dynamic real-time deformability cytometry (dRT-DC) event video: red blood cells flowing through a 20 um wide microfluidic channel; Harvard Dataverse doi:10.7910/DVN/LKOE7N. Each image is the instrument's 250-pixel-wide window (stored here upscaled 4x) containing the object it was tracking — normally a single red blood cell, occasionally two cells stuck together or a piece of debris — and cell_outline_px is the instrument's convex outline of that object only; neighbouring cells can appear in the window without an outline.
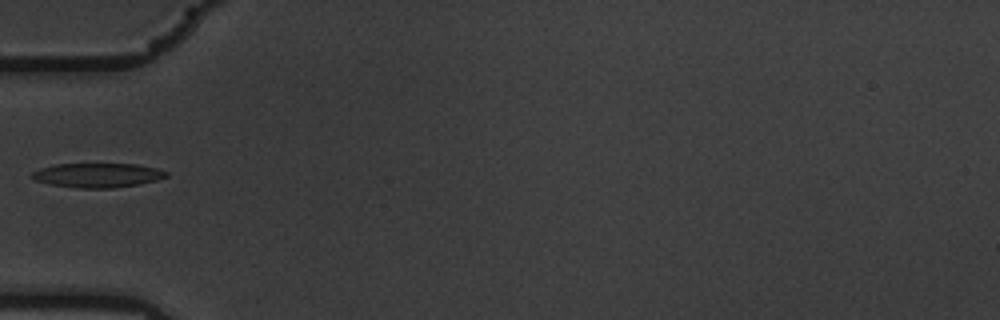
{"species": "common noctule bat (a hibernating species)", "species_latin": "Nyctalus noctula", "temperature_condition": "warm", "stored_images_in_passage": 39, "camera_frame_rate_fps": 3000, "um_per_image_px": 0.085, "animal": {"sex": "male", "body_mass_g": 19.5, "forearm_length_mm": 54.6}, "frame": {"image": 1, "passage_image": 1, "time_ms": 0.0, "image_size_px": [1000, 320], "cell_outline_px": [[168, 176], [156, 180], [136, 184], [112, 188], [76, 188], [52, 184], [36, 180], [28, 176], [32, 172], [40, 168], [52, 164], [136, 164], [156, 168], [168, 172]], "centroid_in_image_um": [8.25, 14.89], "position_along_channel_um": 76.7, "area_um2": 18.96}}
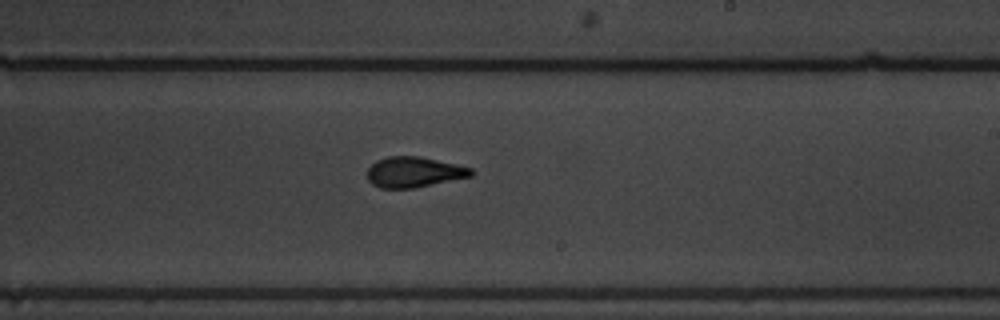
{"frame": {"image": 2, "passage_image": 16, "time_ms": 5.0, "image_size_px": [1000, 320], "cell_outline_px": [[476, 172], [472, 176], [416, 188], [380, 188], [372, 184], [368, 180], [368, 168], [376, 160], [388, 156], [420, 156], [456, 164], [472, 168]], "centroid_in_image_um": [35.21, 14.63], "position_along_channel_um": 253.8, "area_um2": 18.61}}
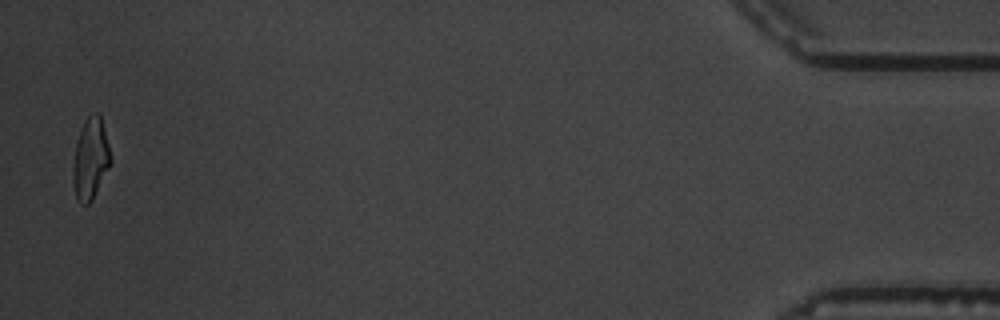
{"frame": {"image": 3, "passage_image": 38, "time_ms": 12.333, "image_size_px": [1000, 320], "cell_outline_px": [[112, 160], [92, 200], [88, 204], [80, 204], [76, 200], [72, 184], [72, 168], [76, 140], [80, 128], [84, 120], [88, 116], [96, 112], [100, 116], [112, 156]], "centroid_in_image_um": [7.66, 13.52], "position_along_channel_um": 427.5, "area_um2": 18.03}}